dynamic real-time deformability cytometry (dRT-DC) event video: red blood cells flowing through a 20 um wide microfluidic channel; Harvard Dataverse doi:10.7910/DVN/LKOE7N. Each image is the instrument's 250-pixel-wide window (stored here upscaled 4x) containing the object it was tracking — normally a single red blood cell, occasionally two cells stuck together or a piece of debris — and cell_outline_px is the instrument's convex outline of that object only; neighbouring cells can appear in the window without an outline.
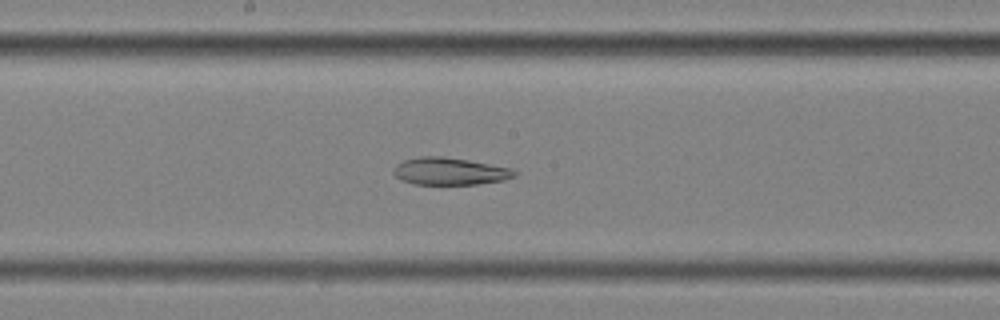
{"species": "common noctule bat (a hibernating species)", "species_latin": "Nyctalus noctula", "temperature_condition": "cold", "stored_images_in_passage": 60, "camera_frame_rate_fps": 3000, "um_per_image_px": 0.085, "animal": {"sex": "female", "body_mass_g": 25.1}, "frame": {"image": 1, "passage_image": 32, "time_ms": 10.333, "image_size_px": [1000, 320], "cell_outline_px": [[516, 176], [504, 180], [476, 184], [412, 184], [400, 180], [392, 172], [392, 168], [396, 164], [404, 160], [420, 156], [444, 156], [468, 160], [512, 168], [516, 172]], "centroid_in_image_um": [38.19, 14.55], "position_along_channel_um": 210.0, "area_um2": 19.36}}
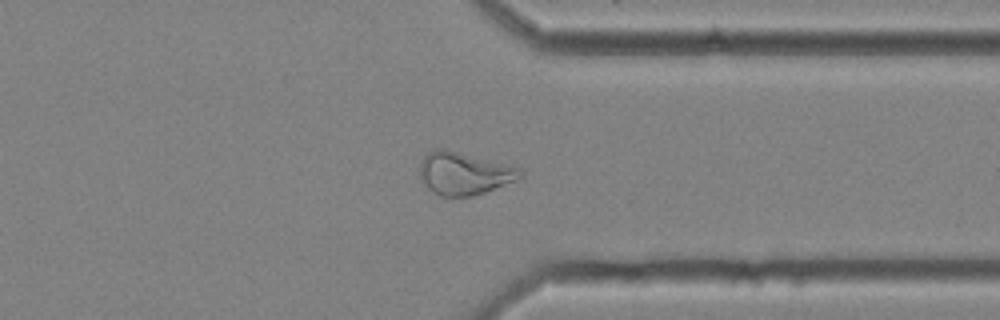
{"frame": {"image": 2, "passage_image": 46, "time_ms": 15.0, "image_size_px": [1000, 320], "cell_outline_px": [[524, 176], [516, 180], [484, 192], [472, 196], [440, 196], [428, 188], [424, 184], [420, 176], [420, 164], [424, 156], [428, 152], [436, 148], [444, 148], [520, 168]], "centroid_in_image_um": [39.42, 14.74], "position_along_channel_um": 372.0, "area_um2": 24.62}}
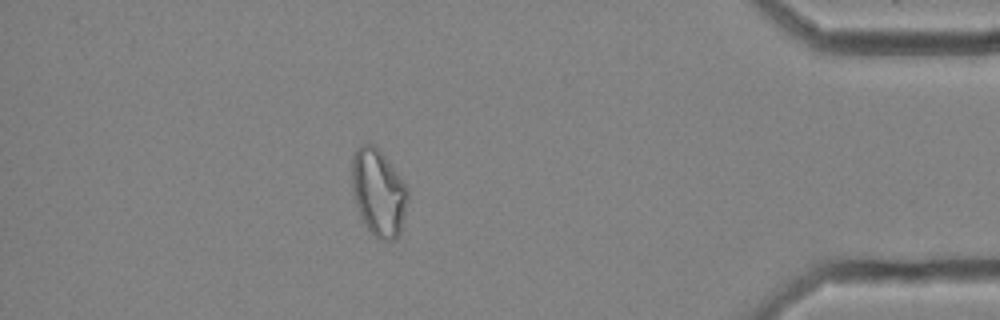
{"frame": {"image": 3, "passage_image": 52, "time_ms": 17.0, "image_size_px": [1000, 320], "cell_outline_px": [[408, 200], [400, 236], [396, 240], [384, 240], [376, 236], [368, 228], [356, 204], [352, 188], [352, 156], [356, 148], [360, 144], [372, 144], [392, 164], [408, 188]], "centroid_in_image_um": [32.2, 16.35], "position_along_channel_um": 403.0, "area_um2": 28.15}, "authors_computed_cell_mechanics": {"area_um2": 27.7729, "velocity_mm_per_s": 3.4819, "shape_relaxation_time_tau1_ms": null, "shape_relaxation_time_tau2_ms": 7.3045, "deformation_change_tau1": null, "deformation_change_tau2": 0.1482}}